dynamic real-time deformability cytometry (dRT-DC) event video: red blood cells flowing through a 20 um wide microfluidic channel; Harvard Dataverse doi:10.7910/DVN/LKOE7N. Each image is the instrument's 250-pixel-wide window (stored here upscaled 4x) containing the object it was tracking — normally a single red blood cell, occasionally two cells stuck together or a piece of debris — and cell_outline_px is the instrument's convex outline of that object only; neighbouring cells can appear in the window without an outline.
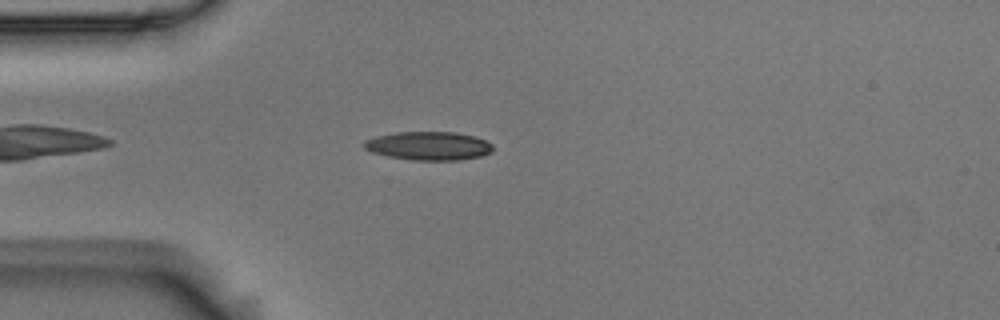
{"species": "Egyptian fruit bat (a non-hibernating species)", "species_latin": "Rousettus aegyptiacus", "temperature_condition": "room temperature", "stored_images_in_passage": 46, "camera_frame_rate_fps": 3000, "um_per_image_px": 0.085, "animal": {"sex": "male"}, "frame": {"image": 1, "passage_image": 6, "time_ms": 1.667, "image_size_px": [1000, 320], "cell_outline_px": [[492, 152], [480, 156], [456, 160], [412, 160], [388, 156], [372, 152], [364, 148], [364, 140], [376, 136], [396, 132], [456, 132], [476, 136], [492, 144]], "centroid_in_image_um": [36.43, 12.39], "position_along_channel_um": 48.6, "area_um2": 21.39}}
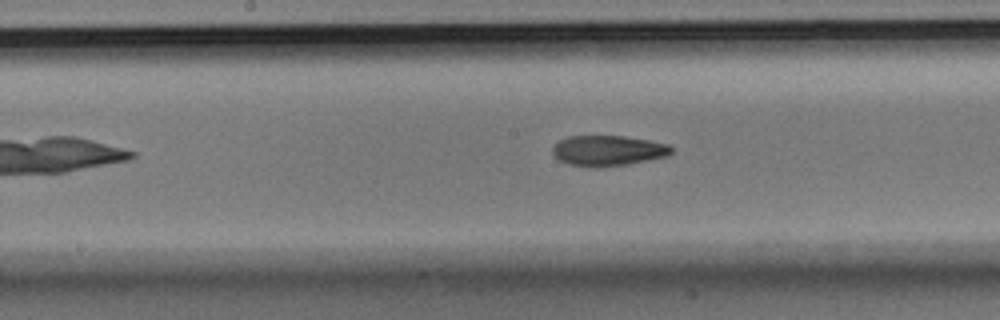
{"frame": {"image": 2, "passage_image": 19, "time_ms": 6.0, "image_size_px": [1000, 320], "cell_outline_px": [[672, 152], [668, 156], [628, 164], [596, 168], [592, 168], [568, 164], [560, 160], [552, 152], [552, 148], [560, 140], [568, 136], [624, 136], [648, 140], [668, 144], [672, 148]], "centroid_in_image_um": [51.68, 12.81], "position_along_channel_um": 196.5, "area_um2": 21.1}}
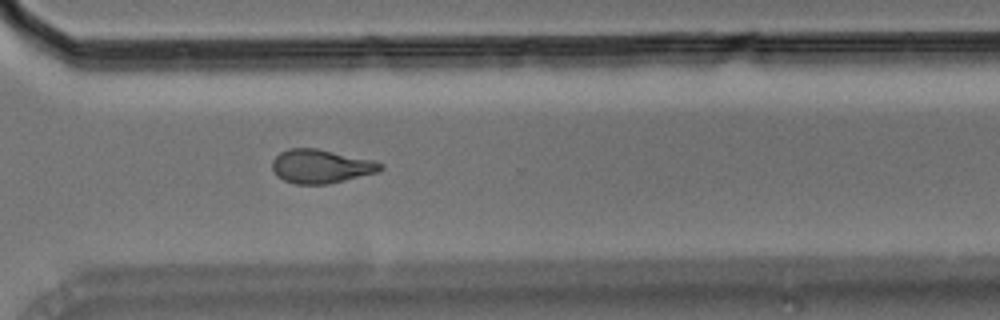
{"frame": {"image": 3, "passage_image": 31, "time_ms": 10.0, "image_size_px": [1000, 320], "cell_outline_px": [[384, 168], [380, 172], [328, 184], [292, 184], [276, 176], [272, 168], [272, 160], [280, 152], [288, 148], [316, 148], [372, 160], [384, 164]], "centroid_in_image_um": [27.28, 14.14], "position_along_channel_um": 343.3, "area_um2": 21.44}, "authors_computed_cell_mechanics": {"area_um2": 21.097, "velocity_mm_per_s": 3.6844, "shape_relaxation_time_tau1_ms": 7.3525, "shape_relaxation_time_tau2_ms": 3.6707, "deformation_change_tau1": 0.1759, "deformation_change_tau2": 0.1132}}